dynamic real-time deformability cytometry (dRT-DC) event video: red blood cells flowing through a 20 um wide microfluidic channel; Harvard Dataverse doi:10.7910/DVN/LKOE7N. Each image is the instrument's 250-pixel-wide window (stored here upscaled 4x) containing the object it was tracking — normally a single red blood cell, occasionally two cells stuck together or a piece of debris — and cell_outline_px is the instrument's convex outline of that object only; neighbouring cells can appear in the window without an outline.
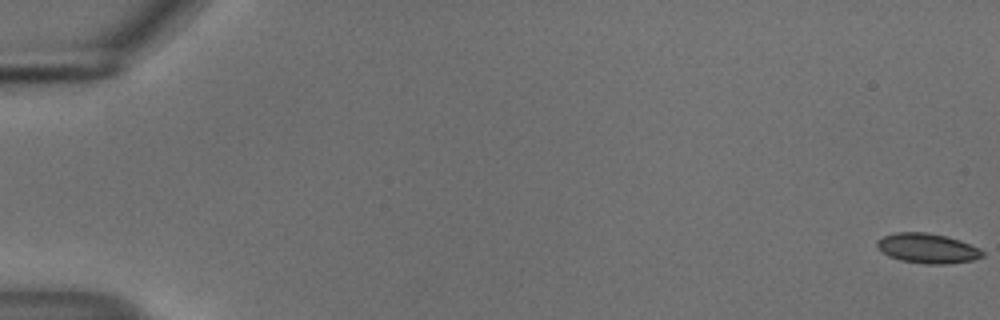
{"species": "common noctule bat (a hibernating species)", "species_latin": "Nyctalus noctula", "temperature_condition": "cold", "stored_images_in_passage": 35, "camera_frame_rate_fps": 3000, "um_per_image_px": 0.085, "animal": {"sex": "male", "body_mass_g": 18.8}, "frame": {"image": 1, "passage_image": 1, "time_ms": 0.0, "image_size_px": [1000, 320], "cell_outline_px": [[984, 256], [972, 260], [948, 264], [924, 264], [900, 260], [888, 256], [880, 252], [876, 248], [876, 240], [884, 236], [896, 232], [928, 232], [960, 240], [980, 248], [984, 252]], "centroid_in_image_um": [78.8, 21.11], "position_along_channel_um": 6.2, "area_um2": 18.55}}
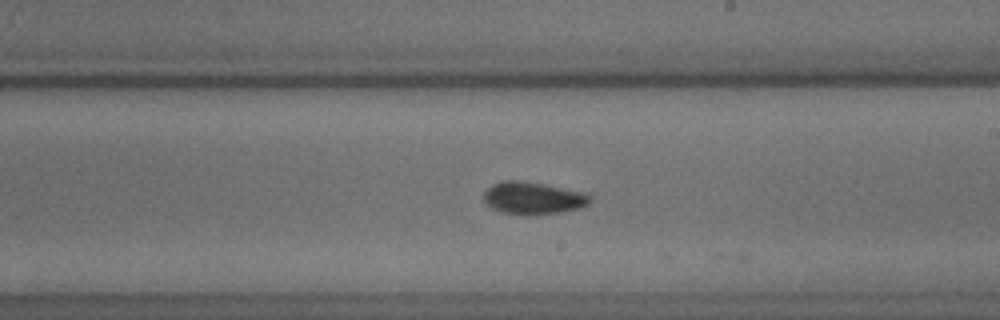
{"frame": {"image": 2, "passage_image": 34, "time_ms": 11.0, "image_size_px": [1000, 320], "cell_outline_px": [[592, 200], [588, 204], [580, 208], [556, 212], [528, 216], [500, 212], [492, 208], [484, 200], [484, 192], [492, 184], [504, 180], [516, 180], [588, 192], [592, 196]], "centroid_in_image_um": [45.33, 16.84], "position_along_channel_um": 243.7, "area_um2": 20.06}}